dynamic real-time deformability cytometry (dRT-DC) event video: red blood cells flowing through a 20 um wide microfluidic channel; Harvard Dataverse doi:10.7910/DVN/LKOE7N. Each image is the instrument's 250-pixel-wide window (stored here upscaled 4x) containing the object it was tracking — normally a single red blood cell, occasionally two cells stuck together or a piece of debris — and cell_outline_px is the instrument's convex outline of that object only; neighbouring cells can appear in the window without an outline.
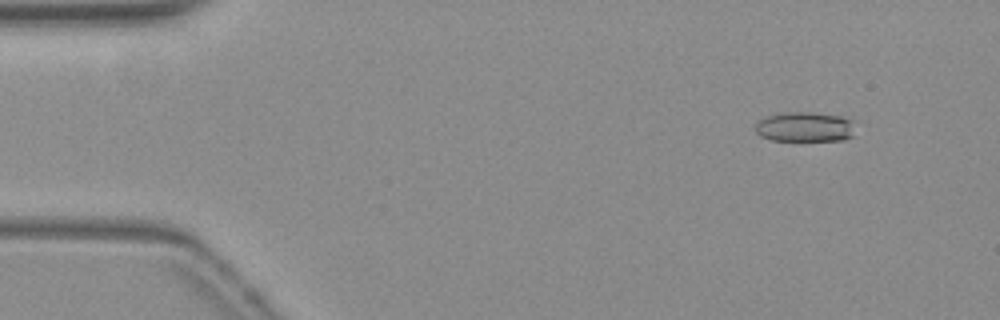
{"species": "common noctule bat (a hibernating species)", "species_latin": "Nyctalus noctula", "temperature_condition": "warm", "stored_images_in_passage": 54, "camera_frame_rate_fps": 3000, "um_per_image_px": 0.085, "animal": {"sex": "female", "body_mass_g": 19.3, "forearm_length_mm": 54.1}, "frame": {"image": 1, "passage_image": 6, "time_ms": 1.667, "image_size_px": [1000, 320], "cell_outline_px": [[852, 136], [844, 140], [772, 140], [760, 136], [756, 132], [756, 124], [760, 120], [768, 116], [784, 112], [812, 112], [840, 116], [848, 120]], "centroid_in_image_um": [68.33, 10.79], "position_along_channel_um": 16.7, "area_um2": 16.88}}
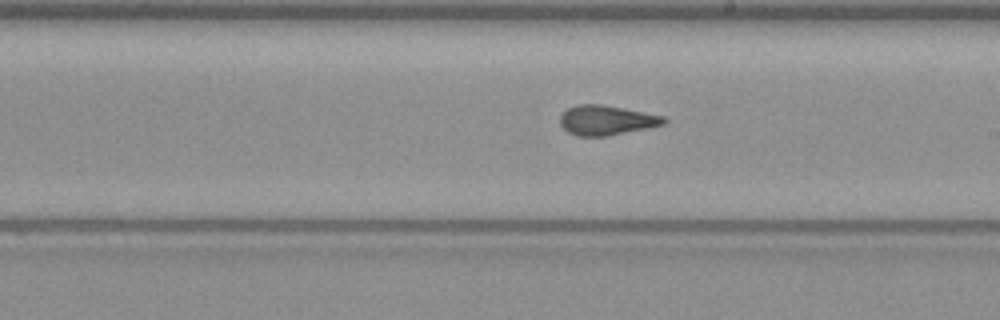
{"frame": {"image": 2, "passage_image": 31, "time_ms": 10.0, "image_size_px": [1000, 320], "cell_outline_px": [[668, 120], [664, 124], [608, 136], [576, 136], [568, 132], [560, 124], [560, 116], [568, 108], [576, 104], [604, 104], [664, 116]], "centroid_in_image_um": [51.53, 10.21], "position_along_channel_um": 237.5, "area_um2": 17.98}}
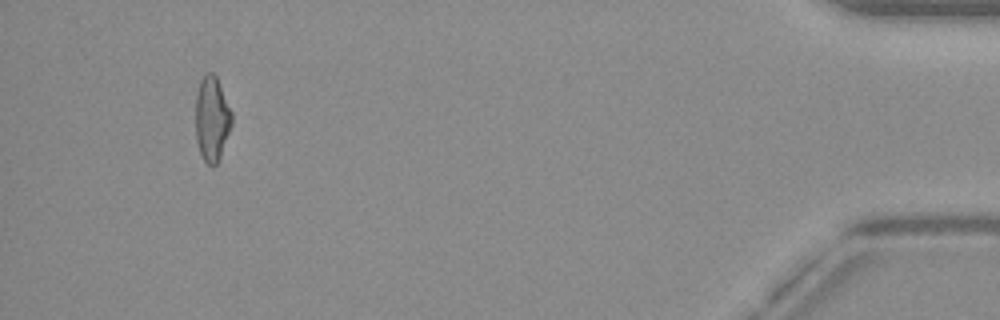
{"frame": {"image": 3, "passage_image": 51, "time_ms": 16.667, "image_size_px": [1000, 320], "cell_outline_px": [[232, 124], [220, 160], [212, 168], [204, 160], [200, 152], [196, 140], [196, 96], [200, 80], [208, 72], [212, 72], [216, 76], [232, 112]], "centroid_in_image_um": [18.02, 10.13], "position_along_channel_um": 417.2, "area_um2": 17.98}, "authors_computed_cell_mechanics": {"area_um2": 17.9758, "velocity_mm_per_s": 3.8607, "shape_relaxation_time_tau1_ms": null, "shape_relaxation_time_tau2_ms": 1.1972, "deformation_change_tau1": null, "deformation_change_tau2": 0.086}}